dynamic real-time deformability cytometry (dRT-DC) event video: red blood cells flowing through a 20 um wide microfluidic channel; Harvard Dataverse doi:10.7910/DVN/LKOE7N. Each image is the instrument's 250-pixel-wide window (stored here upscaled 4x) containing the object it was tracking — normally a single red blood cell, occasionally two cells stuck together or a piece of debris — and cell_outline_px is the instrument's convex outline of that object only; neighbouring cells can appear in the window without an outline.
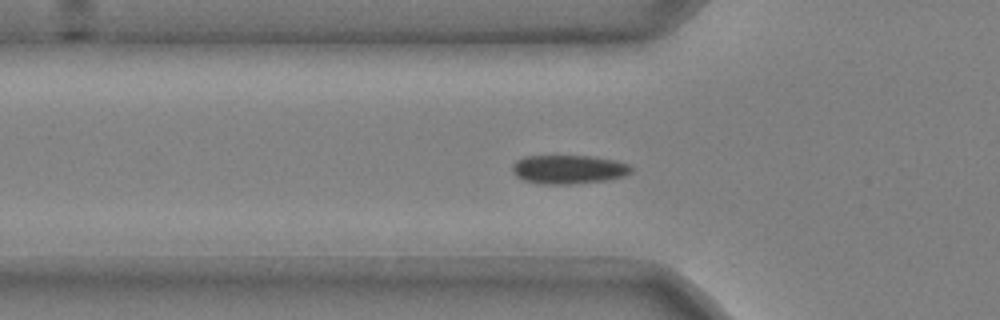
{"species": "common noctule bat (a hibernating species)", "species_latin": "Nyctalus noctula", "temperature_condition": "cold", "stored_images_in_passage": 36, "camera_frame_rate_fps": 3000, "um_per_image_px": 0.085, "animal": {"sex": "male", "body_mass_g": 20.4}, "frame": {"image": 1, "passage_image": 2, "time_ms": 0.333, "image_size_px": [1000, 320], "cell_outline_px": [[632, 172], [624, 176], [604, 180], [572, 184], [540, 184], [524, 180], [516, 176], [512, 172], [512, 164], [516, 160], [524, 156], [592, 156], [616, 160], [628, 164], [632, 168]], "centroid_in_image_um": [48.31, 14.39], "position_along_channel_um": 77.5, "area_um2": 20.06}}
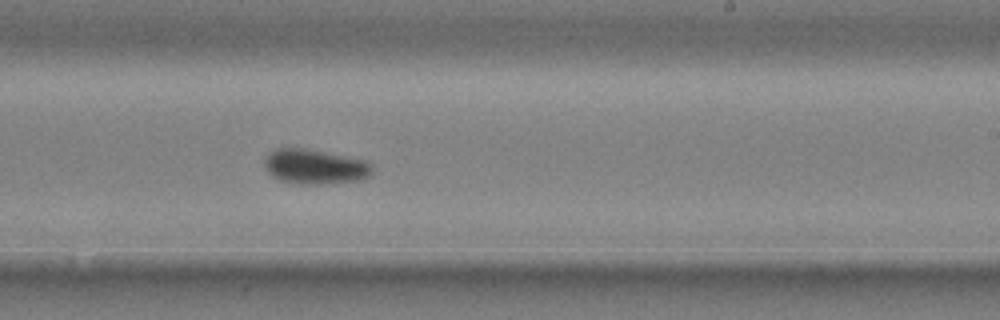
{"frame": {"image": 2, "passage_image": 17, "time_ms": 5.333, "image_size_px": [1000, 320], "cell_outline_px": [[372, 176], [360, 180], [324, 184], [296, 184], [280, 180], [272, 176], [268, 172], [264, 164], [264, 160], [268, 152], [276, 148], [304, 148], [364, 160], [372, 164]], "centroid_in_image_um": [26.75, 14.17], "position_along_channel_um": 262.2, "area_um2": 21.96}}
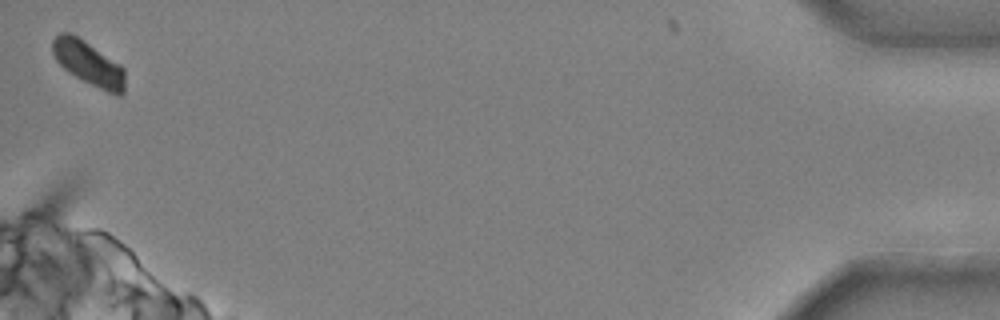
{"frame": {"image": 3, "passage_image": 36, "time_ms": 11.667, "image_size_px": [1000, 320], "cell_outline_px": [[124, 92], [120, 96], [116, 96], [68, 72], [56, 60], [52, 52], [52, 40], [60, 32], [68, 32], [76, 36], [120, 64], [124, 68]], "centroid_in_image_um": [7.52, 5.38], "position_along_channel_um": 427.7, "area_um2": 18.26}, "authors_computed_cell_mechanics": {"area_um2": 21.0392, "velocity_mm_per_s": 3.691, "shape_relaxation_time_tau1_ms": 2.6222, "shape_relaxation_time_tau2_ms": null, "deformation_change_tau1": 0.084, "deformation_change_tau2": null}}